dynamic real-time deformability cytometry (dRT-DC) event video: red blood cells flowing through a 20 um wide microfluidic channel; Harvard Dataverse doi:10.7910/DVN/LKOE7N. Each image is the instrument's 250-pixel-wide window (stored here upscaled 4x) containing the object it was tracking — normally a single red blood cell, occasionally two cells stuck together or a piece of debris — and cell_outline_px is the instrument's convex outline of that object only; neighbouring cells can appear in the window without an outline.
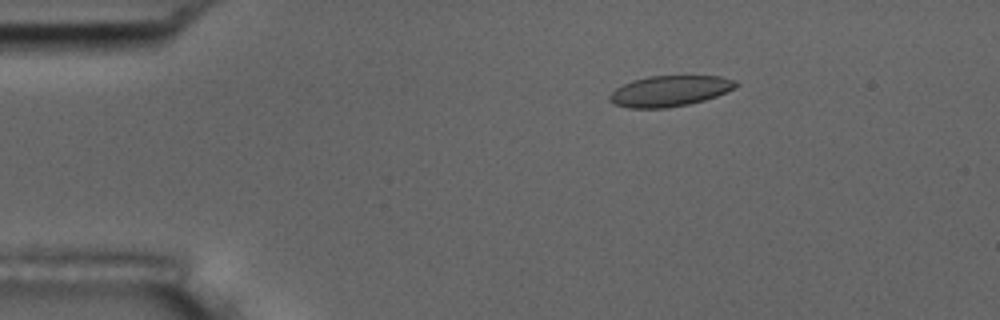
{"species": "common noctule bat (a hibernating species)", "species_latin": "Nyctalus noctula", "temperature_condition": "room temperature", "stored_images_in_passage": 5, "camera_frame_rate_fps": 3000, "um_per_image_px": 0.085, "animal": {"sex": "male", "body_mass_g": 17.5, "forearm_length_mm": 52.3}, "frame": {"image": 1, "passage_image": 3, "time_ms": 2.333, "image_size_px": [1000, 320], "cell_outline_px": [[740, 84], [716, 96], [704, 100], [688, 104], [664, 108], [628, 108], [616, 104], [608, 100], [608, 96], [616, 88], [632, 80], [648, 76], [720, 76], [736, 80]], "centroid_in_image_um": [56.9, 7.73], "position_along_channel_um": 28.1, "area_um2": 22.48}}
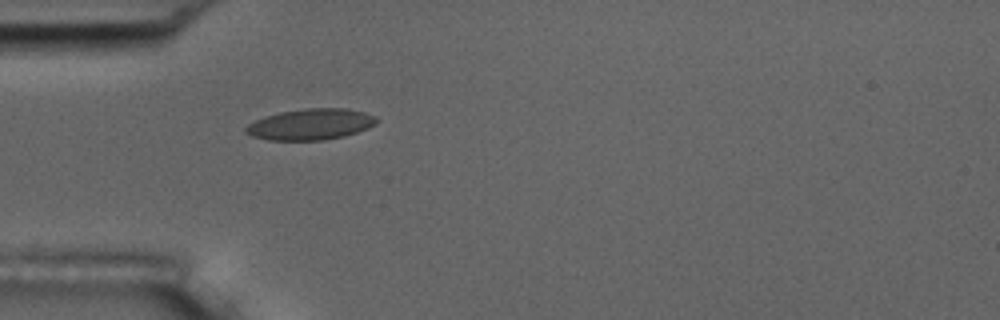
{"frame": {"image": 2, "passage_image": 5, "time_ms": 4.667, "image_size_px": [1000, 320], "cell_outline_px": [[380, 120], [376, 124], [368, 128], [344, 136], [324, 140], [268, 140], [252, 136], [244, 132], [244, 128], [248, 124], [264, 116], [280, 112], [308, 108], [344, 108], [364, 112], [376, 116]], "centroid_in_image_um": [26.41, 10.57], "position_along_channel_um": 58.6, "area_um2": 23.76}}